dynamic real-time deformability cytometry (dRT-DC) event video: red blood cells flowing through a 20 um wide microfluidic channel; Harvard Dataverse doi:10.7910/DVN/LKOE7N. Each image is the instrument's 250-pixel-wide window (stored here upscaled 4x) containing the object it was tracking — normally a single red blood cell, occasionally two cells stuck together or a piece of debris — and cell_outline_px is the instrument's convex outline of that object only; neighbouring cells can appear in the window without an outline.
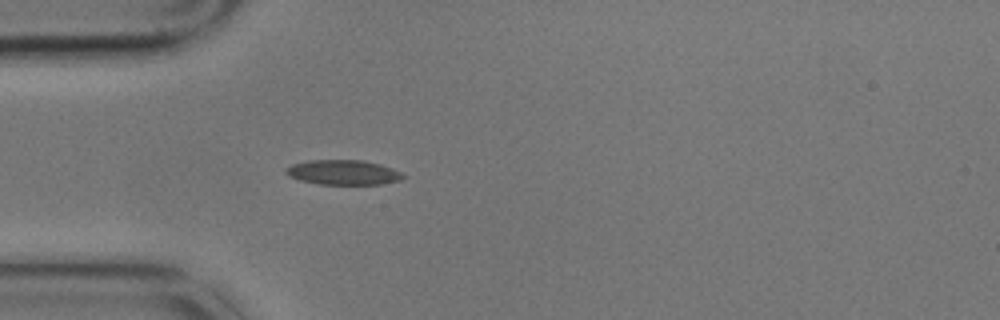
{"species": "common noctule bat (a hibernating species)", "species_latin": "Nyctalus noctula", "temperature_condition": "cold", "stored_images_in_passage": 1, "camera_frame_rate_fps": 3000, "um_per_image_px": 0.085, "animal": {"sex": "male", "body_mass_g": 17.9}, "frame": {"image": 1, "passage_image": 1, "time_ms": 0.0, "image_size_px": [1000, 320], "cell_outline_px": [[404, 176], [400, 180], [380, 184], [320, 184], [300, 180], [288, 176], [284, 172], [284, 168], [292, 164], [308, 160], [364, 160], [380, 164], [392, 168], [400, 172]], "centroid_in_image_um": [29.12, 14.64], "position_along_channel_um": 55.9, "area_um2": 16.94}}